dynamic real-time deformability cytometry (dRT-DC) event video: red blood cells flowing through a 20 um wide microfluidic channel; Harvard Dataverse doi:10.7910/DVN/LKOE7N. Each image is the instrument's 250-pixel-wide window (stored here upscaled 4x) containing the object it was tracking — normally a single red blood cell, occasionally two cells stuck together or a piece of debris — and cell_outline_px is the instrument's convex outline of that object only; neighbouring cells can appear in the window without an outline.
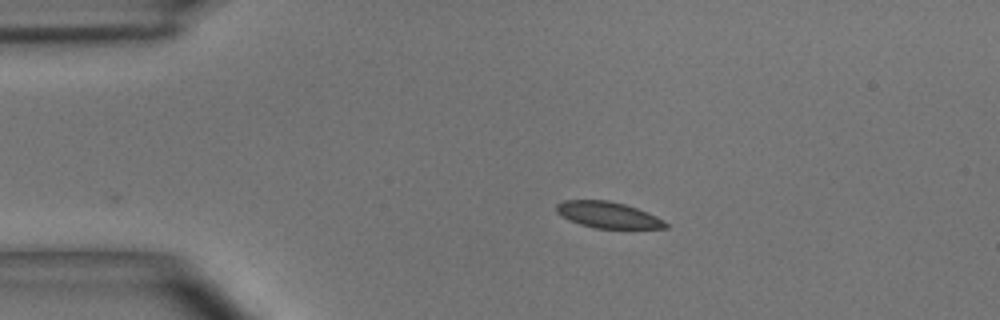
{"species": "common noctule bat (a hibernating species)", "species_latin": "Nyctalus noctula", "temperature_condition": "room temperature", "stored_images_in_passage": 32, "camera_frame_rate_fps": 3000, "um_per_image_px": 0.085, "animal": {"sex": "male", "body_mass_g": 15.6}, "frame": {"image": 1, "passage_image": 1, "time_ms": 0.0, "image_size_px": [1000, 320], "cell_outline_px": [[668, 228], [596, 228], [580, 224], [556, 212], [556, 204], [564, 200], [608, 200], [624, 204], [648, 212], [664, 220], [668, 224]], "centroid_in_image_um": [51.7, 18.26], "position_along_channel_um": 33.3, "area_um2": 16.47}}
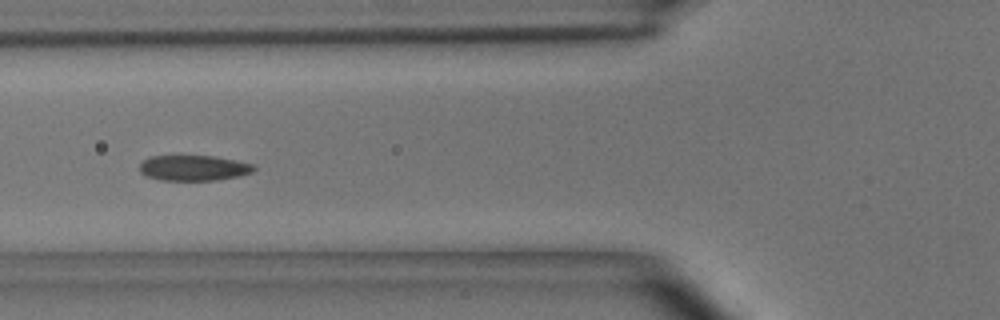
{"frame": {"image": 2, "passage_image": 10, "time_ms": 3.0, "image_size_px": [1000, 320], "cell_outline_px": [[256, 168], [252, 172], [240, 176], [216, 180], [160, 180], [144, 176], [140, 172], [140, 164], [148, 156], [212, 156], [236, 160], [256, 164]], "centroid_in_image_um": [16.47, 14.28], "position_along_channel_um": 109.3, "area_um2": 17.11}}
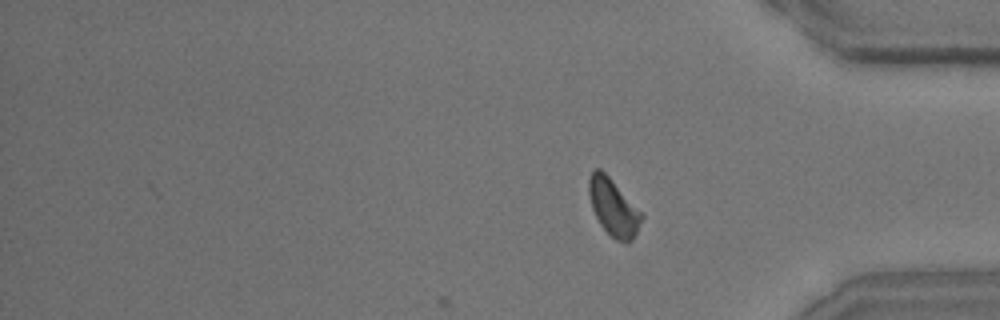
{"frame": {"image": 3, "passage_image": 32, "time_ms": 10.333, "image_size_px": [1000, 320], "cell_outline_px": [[644, 216], [632, 240], [628, 244], [616, 240], [600, 224], [592, 208], [588, 192], [588, 180], [592, 172], [596, 168], [600, 168], [608, 176]], "centroid_in_image_um": [52.12, 17.64], "position_along_channel_um": 383.1, "area_um2": 17.05}, "authors_computed_cell_mechanics": {"area_um2": 17.7157, "velocity_mm_per_s": 3.8961, "shape_relaxation_time_tau1_ms": 3.2829, "shape_relaxation_time_tau2_ms": 1.4165, "deformation_change_tau1": 0.1009, "deformation_change_tau2": 0.0388}}